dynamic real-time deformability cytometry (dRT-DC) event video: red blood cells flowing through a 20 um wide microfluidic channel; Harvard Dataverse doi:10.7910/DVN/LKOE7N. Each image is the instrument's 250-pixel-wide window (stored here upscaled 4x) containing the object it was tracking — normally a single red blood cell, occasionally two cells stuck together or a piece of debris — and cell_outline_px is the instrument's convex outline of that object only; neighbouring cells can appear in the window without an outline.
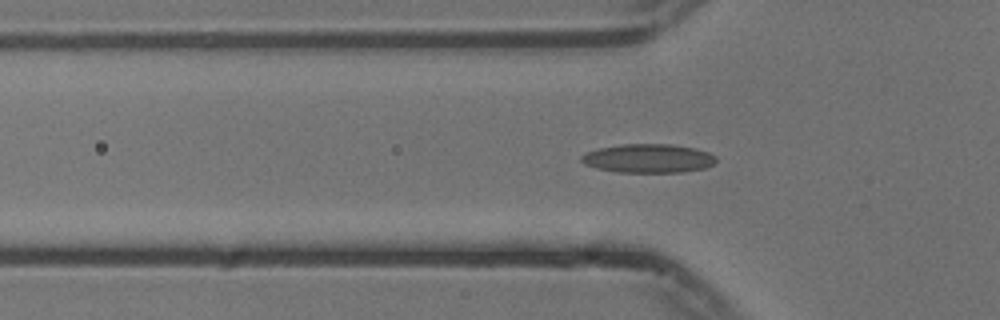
{"species": "common noctule bat (a hibernating species)", "species_latin": "Nyctalus noctula", "temperature_condition": "cold", "stored_images_in_passage": 55, "camera_frame_rate_fps": 3000, "um_per_image_px": 0.085, "animal": {"sex": "male", "body_mass_g": 13.3}, "frame": {"image": 1, "passage_image": 17, "time_ms": 5.333, "image_size_px": [1000, 320], "cell_outline_px": [[716, 160], [712, 164], [704, 168], [680, 172], [616, 172], [596, 168], [584, 164], [580, 160], [580, 156], [588, 152], [600, 148], [624, 144], [668, 144], [692, 148], [708, 152], [716, 156]], "centroid_in_image_um": [55.08, 13.47], "position_along_channel_um": 70.7, "area_um2": 22.37}}
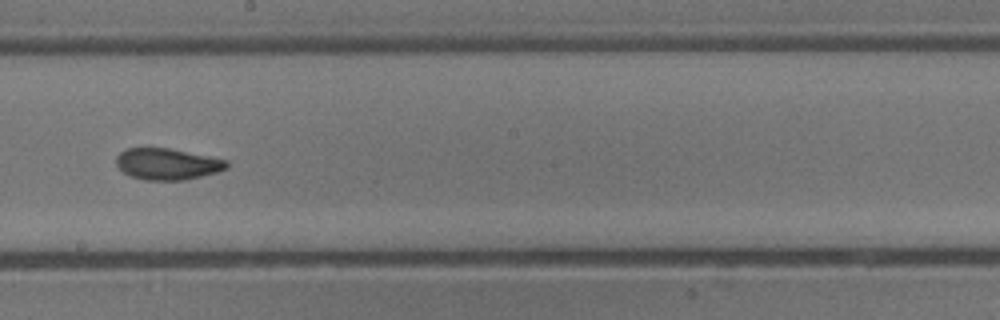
{"frame": {"image": 2, "passage_image": 30, "time_ms": 9.667, "image_size_px": [1000, 320], "cell_outline_px": [[228, 168], [216, 172], [184, 180], [144, 180], [132, 176], [124, 172], [116, 164], [116, 156], [120, 152], [128, 148], [168, 148], [228, 160]], "centroid_in_image_um": [14.22, 13.94], "position_along_channel_um": 234.0, "area_um2": 20.0}}
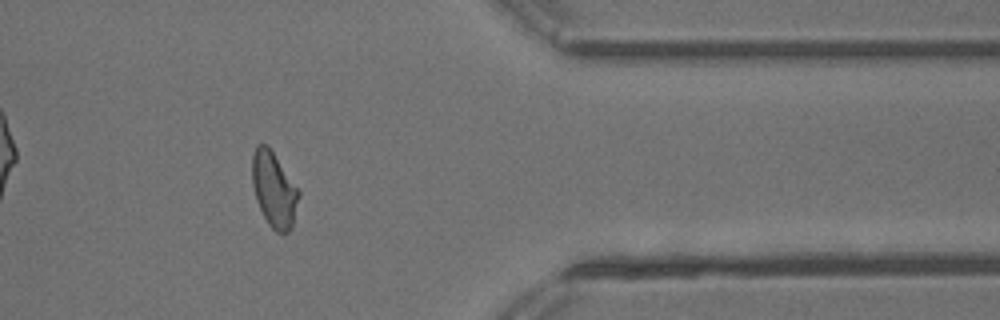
{"frame": {"image": 3, "passage_image": 44, "time_ms": 14.333, "image_size_px": [1000, 320], "cell_outline_px": [[300, 196], [292, 228], [288, 232], [276, 232], [268, 224], [256, 200], [252, 184], [252, 156], [256, 144], [268, 144], [300, 188]], "centroid_in_image_um": [23.31, 16.07], "position_along_channel_um": 388.1, "area_um2": 20.92}, "authors_computed_cell_mechanics": {"area_um2": 20.6346, "velocity_mm_per_s": 3.7443, "shape_relaxation_time_tau1_ms": 6.4824, "shape_relaxation_time_tau2_ms": 2.1206, "deformation_change_tau1": 0.1622, "deformation_change_tau2": 0.0726}}